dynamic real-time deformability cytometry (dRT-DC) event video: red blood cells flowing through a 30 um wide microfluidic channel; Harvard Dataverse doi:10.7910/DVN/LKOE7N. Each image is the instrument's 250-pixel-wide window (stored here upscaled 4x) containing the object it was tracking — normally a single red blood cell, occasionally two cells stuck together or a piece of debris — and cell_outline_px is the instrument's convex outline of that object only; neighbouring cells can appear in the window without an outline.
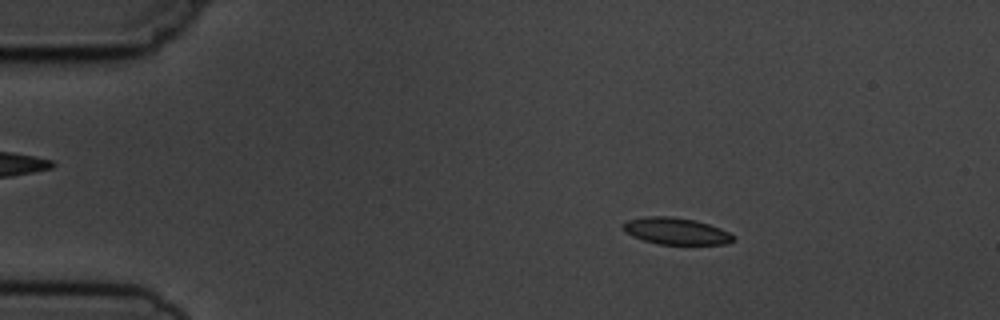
{"species": "common noctule bat (a hibernating species)", "species_latin": "Nyctalus noctula", "temperature_condition": "cold", "stored_images_in_passage": 5, "camera_frame_rate_fps": 3000, "um_per_image_px": 0.085, "animal": {"sex": "male", "body_mass_g": 19.5, "forearm_length_mm": 54.6}, "frame": {"image": 1, "passage_image": 2, "time_ms": 1.0, "image_size_px": [1000, 320], "cell_outline_px": [[736, 240], [724, 244], [660, 244], [644, 240], [632, 236], [624, 232], [624, 224], [628, 220], [648, 216], [668, 216], [696, 220], [720, 228], [736, 236]], "centroid_in_image_um": [57.49, 19.64], "position_along_channel_um": 27.5, "area_um2": 17.05}}
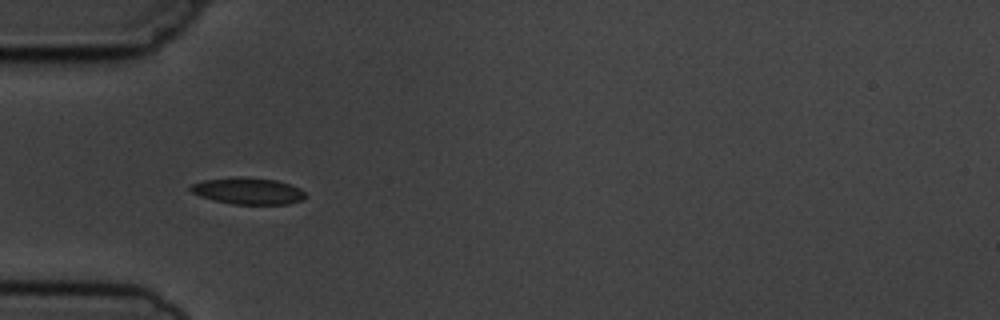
{"frame": {"image": 2, "passage_image": 4, "time_ms": 3.667, "image_size_px": [1000, 320], "cell_outline_px": [[304, 196], [300, 200], [288, 204], [232, 204], [212, 200], [200, 196], [192, 192], [188, 188], [192, 184], [204, 180], [236, 176], [244, 176], [276, 180], [300, 188], [304, 192]], "centroid_in_image_um": [21.03, 16.22], "position_along_channel_um": 64.0, "area_um2": 17.8}}
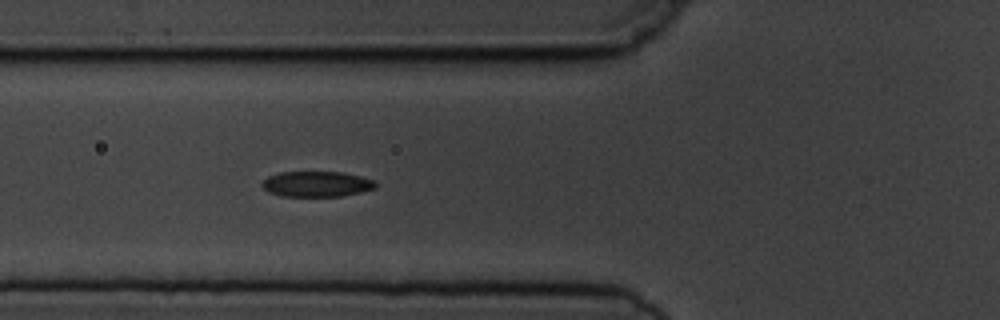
{"frame": {"image": 3, "passage_image": 5, "time_ms": 4.667, "image_size_px": [1000, 320], "cell_outline_px": [[376, 188], [360, 192], [340, 196], [280, 196], [268, 192], [260, 184], [268, 176], [280, 172], [344, 172], [376, 180]], "centroid_in_image_um": [26.92, 15.64], "position_along_channel_um": 98.9, "area_um2": 16.94}}